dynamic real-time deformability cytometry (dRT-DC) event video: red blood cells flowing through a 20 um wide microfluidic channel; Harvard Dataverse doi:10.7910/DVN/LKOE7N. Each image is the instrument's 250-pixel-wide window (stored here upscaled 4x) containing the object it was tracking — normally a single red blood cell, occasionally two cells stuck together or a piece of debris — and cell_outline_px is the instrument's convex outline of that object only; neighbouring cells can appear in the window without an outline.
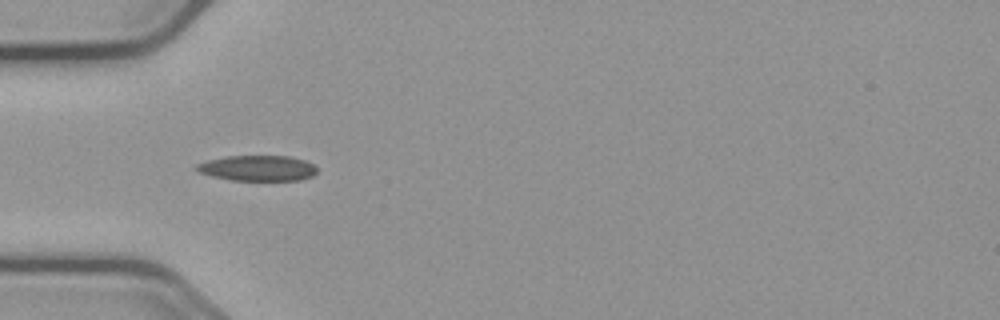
{"species": "common noctule bat (a hibernating species)", "species_latin": "Nyctalus noctula", "temperature_condition": "cold", "stored_images_in_passage": 16, "camera_frame_rate_fps": 3000, "um_per_image_px": 0.085, "animal": {"sex": "male", "body_mass_g": 23.1, "forearm_length_mm": 52.7}, "frame": {"image": 1, "passage_image": 7, "time_ms": 2.0, "image_size_px": [1000, 320], "cell_outline_px": [[316, 172], [312, 176], [300, 180], [228, 180], [196, 172], [192, 168], [196, 164], [208, 160], [228, 156], [288, 156], [304, 160], [312, 164], [316, 168]], "centroid_in_image_um": [21.83, 14.3], "position_along_channel_um": 63.2, "area_um2": 17.98}}